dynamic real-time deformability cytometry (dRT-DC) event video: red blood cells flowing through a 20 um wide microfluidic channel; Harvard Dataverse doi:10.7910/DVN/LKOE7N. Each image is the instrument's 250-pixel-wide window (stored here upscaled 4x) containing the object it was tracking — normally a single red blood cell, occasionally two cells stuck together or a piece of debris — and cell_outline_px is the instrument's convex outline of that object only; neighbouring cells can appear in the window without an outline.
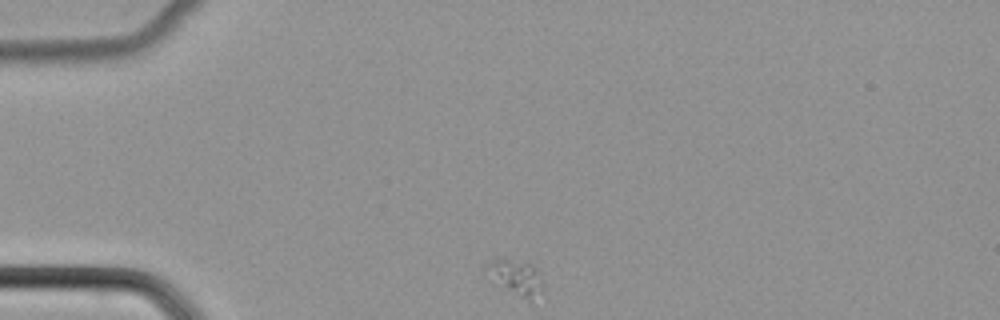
{"species": "common noctule bat (a hibernating species)", "species_latin": "Nyctalus noctula", "temperature_condition": "cold", "stored_images_in_passage": 39, "camera_frame_rate_fps": 3000, "um_per_image_px": 0.085, "animal": {"sex": "female", "body_mass_g": 22.7, "forearm_length_mm": 54.2}, "frame": {"image": 1, "passage_image": 1, "time_ms": 0.0, "image_size_px": [1000, 320], "cell_outline_px": [[544, 288], [528, 296], [520, 296], [484, 272], [484, 264], [488, 260], [508, 260], [532, 264], [536, 268]], "centroid_in_image_um": [43.79, 23.46], "position_along_channel_um": 41.2, "area_um2": 10.4}}
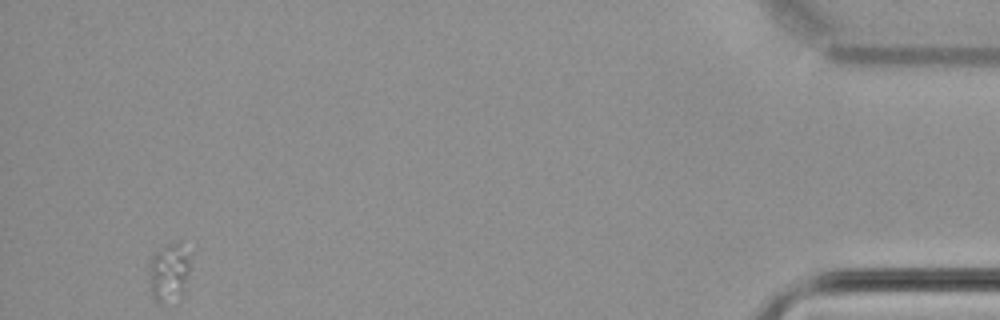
{"frame": {"image": 2, "passage_image": 39, "time_ms": 12.667, "image_size_px": [1000, 320], "cell_outline_px": [[188, 272], [184, 292], [160, 304], [152, 296], [152, 256], [168, 244], [176, 244], [188, 256]], "centroid_in_image_um": [14.37, 23.2], "position_along_channel_um": 420.8, "area_um2": 12.48}}